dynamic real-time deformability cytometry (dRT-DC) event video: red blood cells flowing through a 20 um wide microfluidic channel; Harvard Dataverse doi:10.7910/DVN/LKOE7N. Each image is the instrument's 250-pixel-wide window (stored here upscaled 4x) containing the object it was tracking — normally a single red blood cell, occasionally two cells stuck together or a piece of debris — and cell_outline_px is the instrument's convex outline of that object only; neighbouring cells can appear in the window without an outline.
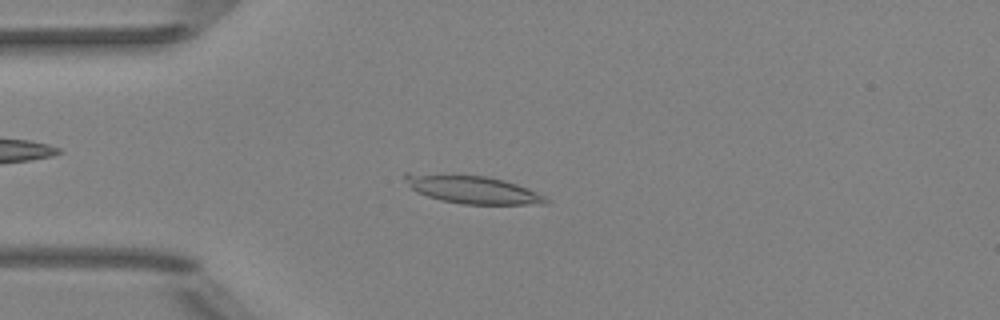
{"species": "Egyptian fruit bat (a non-hibernating species)", "species_latin": "Rousettus aegyptiacus", "temperature_condition": "room temperature", "stored_images_in_passage": 51, "camera_frame_rate_fps": 3000, "um_per_image_px": 0.085, "animal": {"sex": "female"}, "frame": {"image": 1, "passage_image": 13, "time_ms": 4.0, "image_size_px": [1000, 320], "cell_outline_px": [[552, 200], [548, 204], [460, 204], [440, 200], [416, 192], [412, 188], [404, 176], [404, 172], [408, 172], [484, 176], [504, 180], [528, 188]], "centroid_in_image_um": [40.17, 16.11], "position_along_channel_um": 44.8, "area_um2": 22.95}}
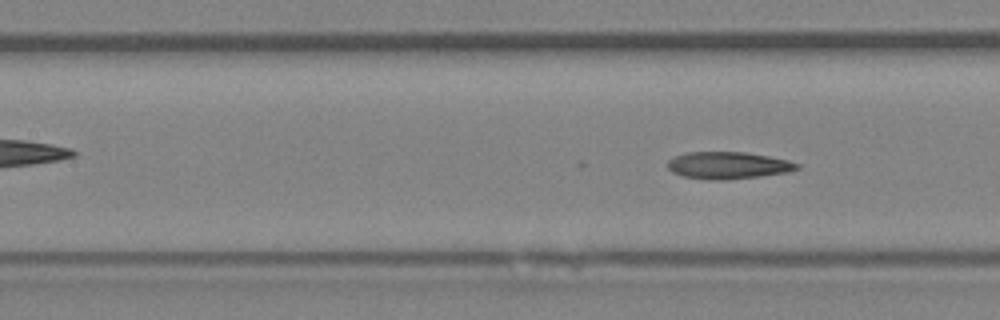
{"frame": {"image": 2, "passage_image": 22, "time_ms": 7.0, "image_size_px": [1000, 320], "cell_outline_px": [[800, 168], [788, 172], [760, 176], [724, 180], [712, 180], [680, 176], [672, 172], [668, 168], [668, 160], [676, 156], [688, 152], [744, 152], [768, 156], [788, 160], [800, 164]], "centroid_in_image_um": [61.89, 14.06], "position_along_channel_um": 145.5, "area_um2": 20.4}}
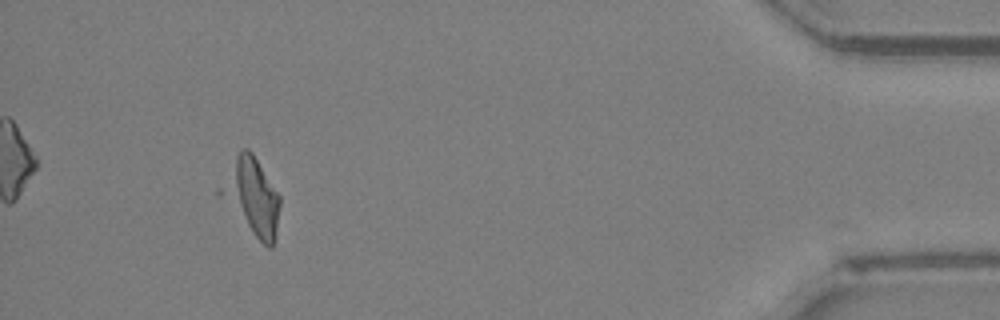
{"frame": {"image": 3, "passage_image": 47, "time_ms": 15.333, "image_size_px": [1000, 320], "cell_outline_px": [[280, 204], [276, 240], [272, 248], [268, 248], [216, 196], [216, 188], [240, 148], [248, 148], [252, 152], [280, 196]], "centroid_in_image_um": [21.35, 16.7], "position_along_channel_um": 413.9, "area_um2": 26.82}, "authors_computed_cell_mechanics": {"area_um2": 21.2126, "velocity_mm_per_s": 3.9905, "shape_relaxation_time_tau1_ms": null, "shape_relaxation_time_tau2_ms": 3.7223, "deformation_change_tau1": null, "deformation_change_tau2": 0.0664}}